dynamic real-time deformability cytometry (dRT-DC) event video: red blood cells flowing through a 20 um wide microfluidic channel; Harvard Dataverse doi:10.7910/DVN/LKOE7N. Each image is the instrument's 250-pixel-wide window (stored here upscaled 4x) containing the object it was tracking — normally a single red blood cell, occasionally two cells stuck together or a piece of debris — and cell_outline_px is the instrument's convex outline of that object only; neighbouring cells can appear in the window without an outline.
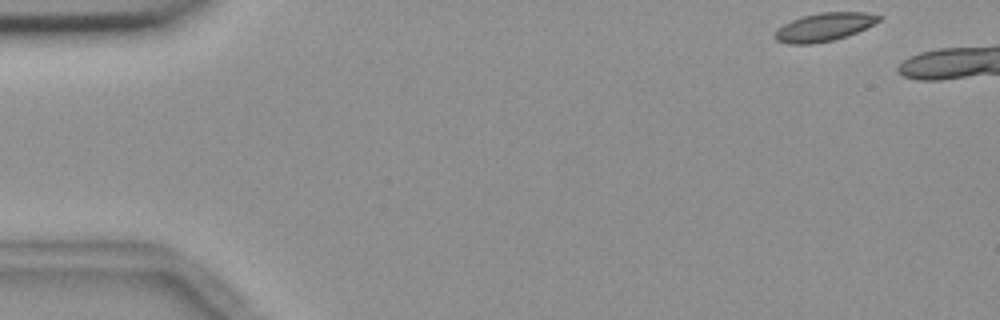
{"species": "common noctule bat (a hibernating species)", "species_latin": "Nyctalus noctula", "temperature_condition": "room temperature", "stored_images_in_passage": 25, "camera_frame_rate_fps": 3000, "um_per_image_px": 0.085, "animal": {"sex": "female", "body_mass_g": 18.4}, "frame": {"image": 1, "passage_image": 1, "time_ms": 0.0, "image_size_px": [1000, 320], "cell_outline_px": [[880, 20], [848, 36], [832, 40], [812, 44], [788, 44], [776, 40], [772, 36], [776, 28], [792, 20], [804, 16], [820, 12], [864, 12], [880, 16]], "centroid_in_image_um": [69.98, 2.31], "position_along_channel_um": 15.0, "area_um2": 16.99}}
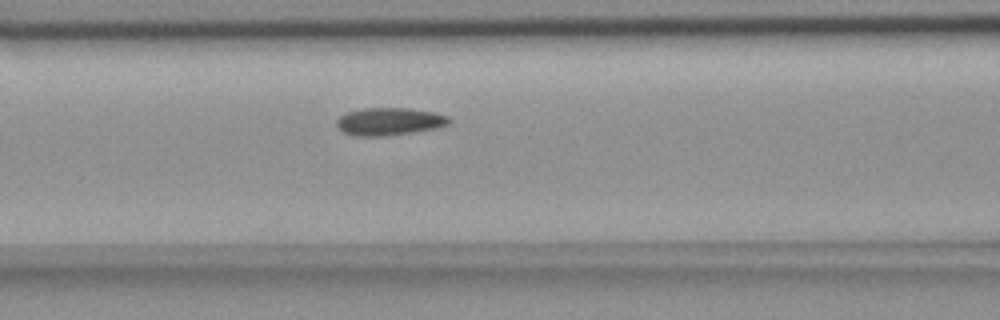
{"frame": {"image": 2, "passage_image": 20, "time_ms": 6.333, "image_size_px": [1000, 320], "cell_outline_px": [[452, 120], [448, 124], [436, 128], [388, 136], [352, 136], [344, 132], [336, 124], [336, 120], [340, 116], [348, 112], [364, 108], [412, 108], [432, 112], [448, 116]], "centroid_in_image_um": [33.09, 10.33], "position_along_channel_um": 133.5, "area_um2": 18.09}}
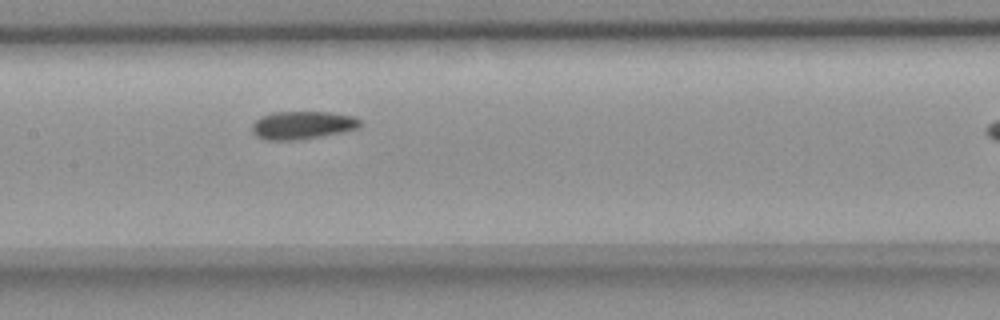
{"frame": {"image": 3, "passage_image": 24, "time_ms": 7.667, "image_size_px": [1000, 320], "cell_outline_px": [[360, 128], [344, 132], [296, 140], [264, 140], [256, 136], [252, 132], [252, 124], [260, 116], [272, 112], [328, 112], [356, 116], [360, 120]], "centroid_in_image_um": [25.7, 10.63], "position_along_channel_um": 181.7, "area_um2": 17.8}}